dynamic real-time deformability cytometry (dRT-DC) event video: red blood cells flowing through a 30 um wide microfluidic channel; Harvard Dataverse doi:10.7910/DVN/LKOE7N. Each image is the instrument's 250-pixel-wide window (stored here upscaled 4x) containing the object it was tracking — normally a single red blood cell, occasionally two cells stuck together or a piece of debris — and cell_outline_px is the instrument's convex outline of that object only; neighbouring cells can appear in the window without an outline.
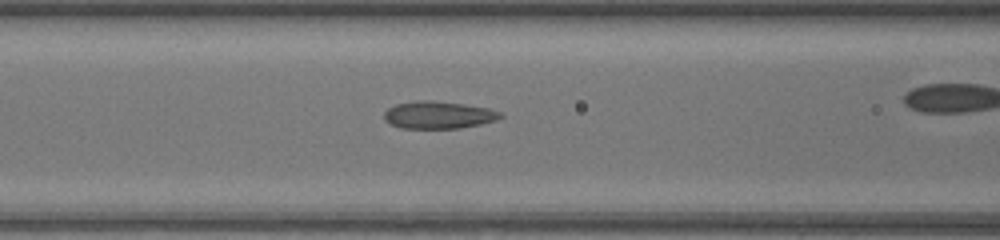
{"species": "common noctule bat (a hibernating species)", "species_latin": "Nyctalus noctula", "temperature_condition": "warm", "stored_images_in_passage": 25, "camera_frame_rate_fps": 3000, "um_per_image_px": 0.085, "animal": {"sex": "female", "body_mass_g": 17.0, "forearm_length_mm": 48.0}, "frame": {"image": 1, "passage_image": 7, "time_ms": 2.0, "image_size_px": [1000, 240], "cell_outline_px": [[504, 116], [496, 120], [480, 124], [460, 128], [400, 128], [384, 120], [384, 112], [388, 108], [396, 104], [416, 100], [432, 100], [464, 104], [488, 108], [500, 112]], "centroid_in_image_um": [37.25, 9.76], "position_along_channel_um": 129.3, "area_um2": 18.55}}
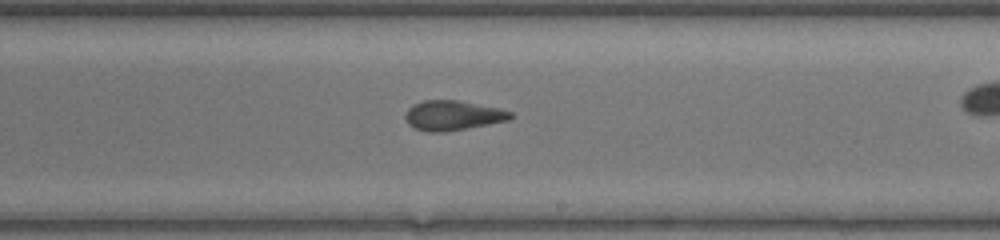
{"frame": {"image": 2, "passage_image": 15, "time_ms": 4.667, "image_size_px": [1000, 240], "cell_outline_px": [[512, 116], [508, 120], [488, 124], [444, 132], [428, 132], [416, 128], [408, 124], [404, 116], [408, 108], [412, 104], [424, 100], [460, 100], [500, 108], [512, 112]], "centroid_in_image_um": [38.47, 9.8], "position_along_channel_um": 250.5, "area_um2": 18.26}}
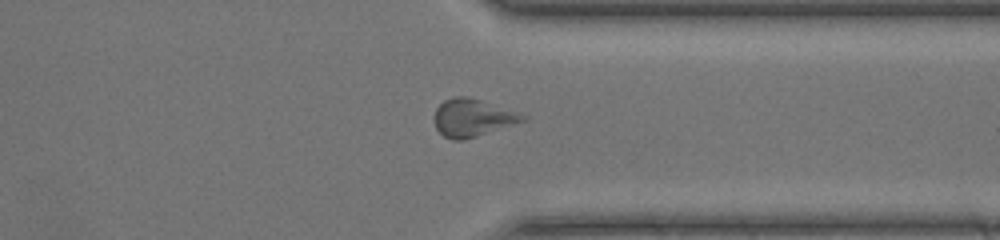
{"frame": {"image": 3, "passage_image": 23, "time_ms": 7.333, "image_size_px": [1000, 240], "cell_outline_px": [[528, 120], [464, 140], [452, 140], [444, 136], [436, 128], [432, 116], [436, 108], [444, 100], [456, 96], [468, 96], [520, 112], [528, 116]], "centroid_in_image_um": [40.17, 10.0], "position_along_channel_um": 371.2, "area_um2": 19.65}}